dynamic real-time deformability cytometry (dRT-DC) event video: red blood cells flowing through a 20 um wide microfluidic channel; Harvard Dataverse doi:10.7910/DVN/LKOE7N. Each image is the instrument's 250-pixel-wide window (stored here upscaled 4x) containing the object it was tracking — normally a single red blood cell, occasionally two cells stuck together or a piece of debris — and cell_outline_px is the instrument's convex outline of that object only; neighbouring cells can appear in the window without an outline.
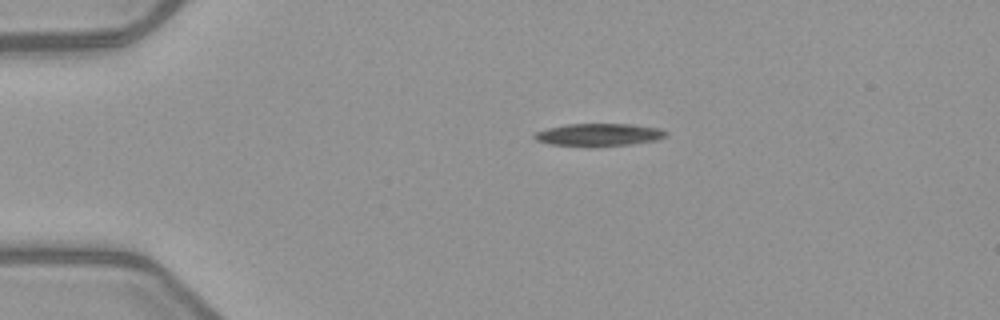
{"species": "common noctule bat (a hibernating species)", "species_latin": "Nyctalus noctula", "temperature_condition": "warm", "stored_images_in_passage": 3, "camera_frame_rate_fps": 3000, "um_per_image_px": 0.085, "animal": {"sex": "female", "body_mass_g": 21.9}, "frame": {"image": 1, "passage_image": 1, "time_ms": 0.0, "image_size_px": [1000, 320], "cell_outline_px": [[668, 136], [656, 140], [632, 144], [548, 144], [536, 140], [532, 136], [536, 132], [548, 128], [564, 124], [632, 124], [660, 128], [668, 132]], "centroid_in_image_um": [50.95, 11.41], "position_along_channel_um": 34.0, "area_um2": 16.65}}
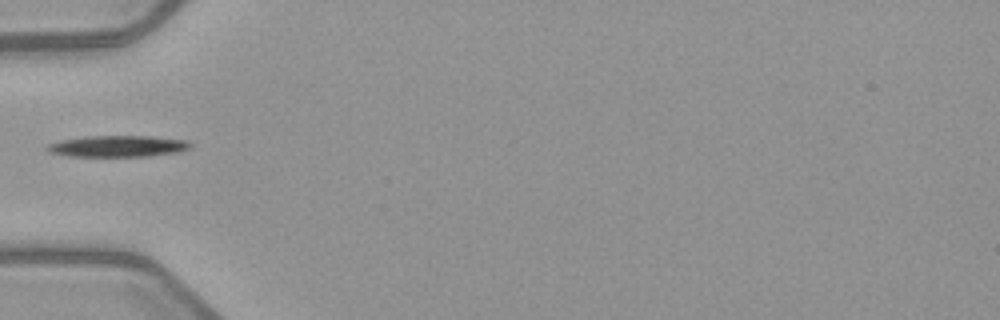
{"frame": {"image": 2, "passage_image": 3, "time_ms": 2.333, "image_size_px": [1000, 320], "cell_outline_px": [[192, 148], [180, 152], [148, 156], [68, 156], [48, 152], [44, 148], [48, 144], [60, 140], [84, 136], [148, 136], [188, 140], [192, 144]], "centroid_in_image_um": [10.02, 12.42], "position_along_channel_um": 75.0, "area_um2": 18.03}}